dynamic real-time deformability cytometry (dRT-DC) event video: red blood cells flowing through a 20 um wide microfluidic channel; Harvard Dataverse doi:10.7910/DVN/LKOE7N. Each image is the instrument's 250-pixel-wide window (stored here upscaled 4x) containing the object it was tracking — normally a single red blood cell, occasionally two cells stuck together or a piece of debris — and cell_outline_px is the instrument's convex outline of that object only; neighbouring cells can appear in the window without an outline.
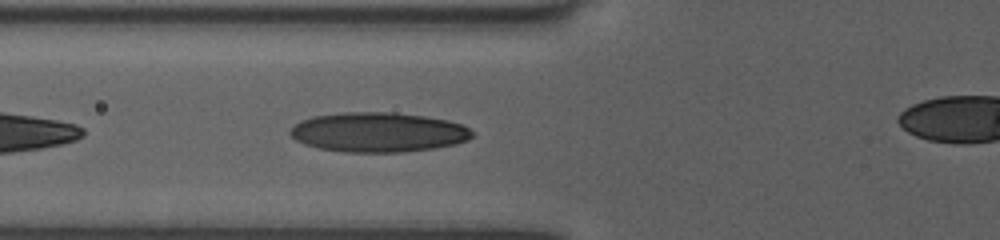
{"species": "human", "species_latin": "Homo sapiens", "temperature_condition": "room temperature", "stored_images_in_passage": 31, "camera_frame_rate_fps": 3000, "um_per_image_px": 0.085, "donor": {"sex": "female"}, "frame": {"image": 1, "passage_image": 4, "time_ms": 1.0, "image_size_px": [1000, 240], "cell_outline_px": [[472, 136], [468, 140], [456, 144], [432, 148], [404, 152], [344, 152], [320, 148], [304, 144], [296, 140], [288, 132], [300, 120], [312, 116], [340, 112], [392, 112], [424, 116], [448, 120], [460, 124], [468, 128], [472, 132]], "centroid_in_image_um": [32.13, 11.23], "position_along_channel_um": 93.7, "area_um2": 42.08}}
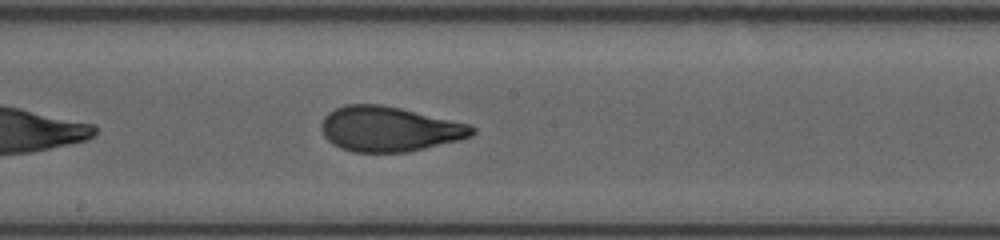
{"frame": {"image": 2, "passage_image": 13, "time_ms": 4.0, "image_size_px": [1000, 240], "cell_outline_px": [[476, 132], [472, 136], [460, 140], [408, 152], [352, 152], [340, 148], [332, 144], [324, 136], [320, 128], [320, 124], [324, 116], [328, 112], [344, 104], [380, 104], [400, 108], [468, 124], [476, 128]], "centroid_in_image_um": [33.05, 10.97], "position_along_channel_um": 215.1, "area_um2": 39.65}}
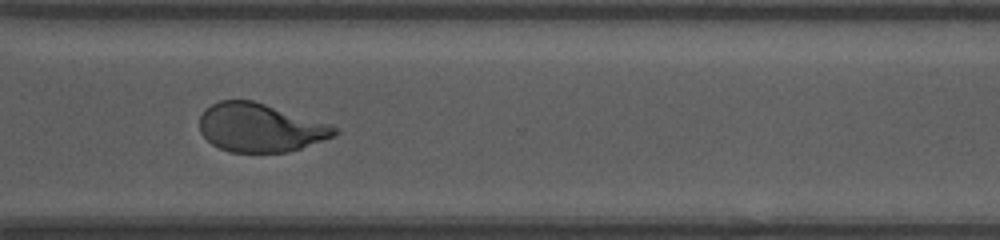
{"frame": {"image": 3, "passage_image": 23, "time_ms": 7.333, "image_size_px": [1000, 240], "cell_outline_px": [[340, 132], [332, 136], [300, 148], [288, 152], [232, 152], [220, 148], [212, 144], [200, 132], [200, 116], [204, 108], [220, 100], [252, 100], [332, 124], [340, 128]], "centroid_in_image_um": [22.11, 10.84], "position_along_channel_um": 348.5, "area_um2": 38.09}}